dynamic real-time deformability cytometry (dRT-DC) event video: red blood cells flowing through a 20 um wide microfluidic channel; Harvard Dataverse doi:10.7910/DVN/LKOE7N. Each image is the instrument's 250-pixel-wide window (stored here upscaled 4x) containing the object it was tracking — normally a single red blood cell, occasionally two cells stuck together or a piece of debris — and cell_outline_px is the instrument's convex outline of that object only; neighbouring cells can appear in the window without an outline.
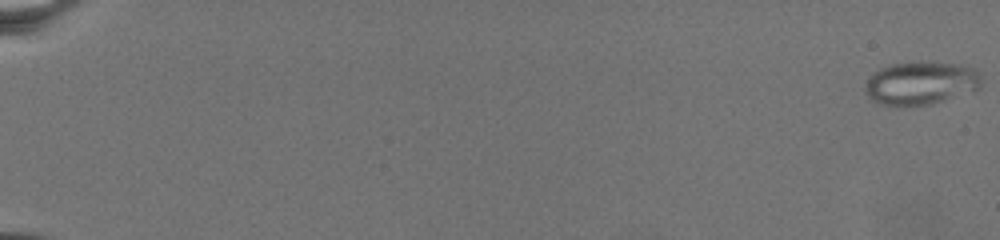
{"species": "common noctule bat (a hibernating species)", "species_latin": "Nyctalus noctula", "temperature_condition": "warm", "stored_images_in_passage": 77, "camera_frame_rate_fps": 3000, "um_per_image_px": 0.085, "animal": {"sex": "female", "body_mass_g": 19.5, "forearm_length_mm": 54.1}, "frame": {"image": 1, "passage_image": 1, "time_ms": 0.0, "image_size_px": [1000, 240], "cell_outline_px": [[980, 88], [932, 104], [880, 104], [872, 100], [864, 92], [868, 80], [880, 68], [892, 64], [916, 60], [932, 60], [956, 64], [972, 68], [980, 76]], "centroid_in_image_um": [78.27, 7.02], "position_along_channel_um": 6.7, "area_um2": 28.96}}
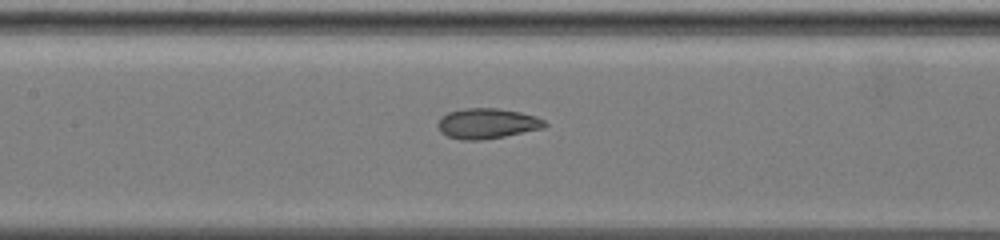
{"frame": {"image": 2, "passage_image": 41, "time_ms": 13.333, "image_size_px": [1000, 240], "cell_outline_px": [[548, 124], [544, 128], [504, 136], [480, 140], [460, 140], [448, 136], [440, 132], [436, 124], [440, 116], [448, 112], [464, 108], [500, 108], [520, 112], [536, 116], [544, 120]], "centroid_in_image_um": [41.38, 10.49], "position_along_channel_um": 166.0, "area_um2": 19.07}}
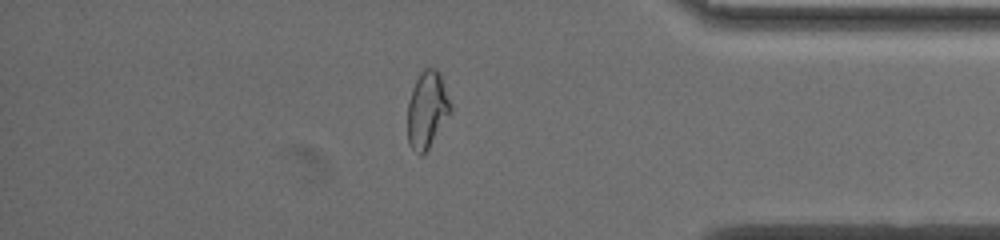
{"frame": {"image": 3, "passage_image": 67, "time_ms": 22.0, "image_size_px": [1000, 240], "cell_outline_px": [[452, 108], [428, 148], [420, 156], [408, 144], [408, 100], [412, 88], [420, 72], [424, 68], [436, 68], [440, 72], [452, 104]], "centroid_in_image_um": [36.3, 9.27], "position_along_channel_um": 398.9, "area_um2": 19.07}}